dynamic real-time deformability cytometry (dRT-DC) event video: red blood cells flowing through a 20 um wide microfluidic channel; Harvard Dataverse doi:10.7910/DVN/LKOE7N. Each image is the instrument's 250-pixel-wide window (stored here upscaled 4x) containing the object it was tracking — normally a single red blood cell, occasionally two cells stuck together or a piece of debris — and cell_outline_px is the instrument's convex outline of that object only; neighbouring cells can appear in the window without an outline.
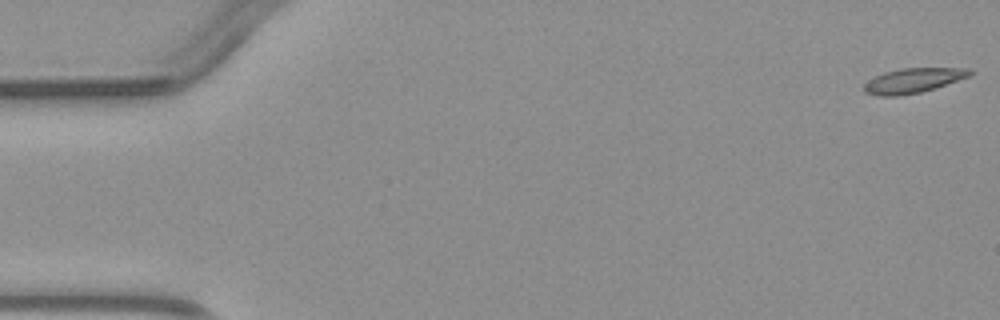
{"species": "common noctule bat (a hibernating species)", "species_latin": "Nyctalus noctula", "temperature_condition": "warm", "stored_images_in_passage": 5, "camera_frame_rate_fps": 3000, "um_per_image_px": 0.085, "animal": {"sex": "male", "body_mass_g": 23.1, "forearm_length_mm": 52.7}, "frame": {"image": 1, "passage_image": 1, "time_ms": 0.0, "image_size_px": [1000, 320], "cell_outline_px": [[972, 72], [968, 76], [936, 88], [920, 92], [896, 96], [880, 96], [864, 92], [864, 84], [868, 80], [884, 72], [900, 68], [968, 68]], "centroid_in_image_um": [77.58, 6.84], "position_along_channel_um": 7.4, "area_um2": 15.09}}
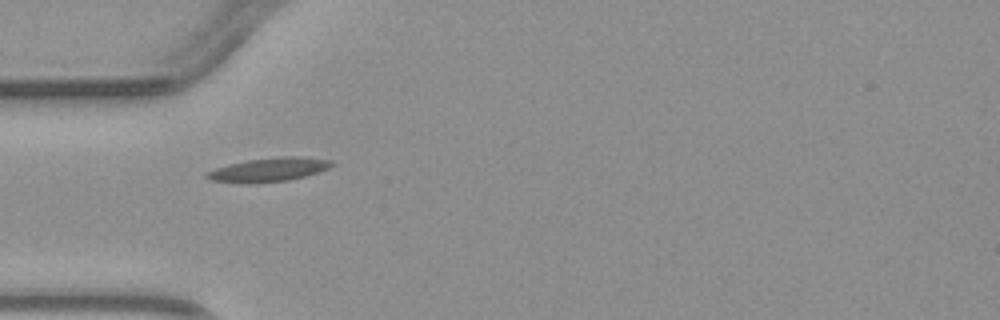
{"frame": {"image": 2, "passage_image": 4, "time_ms": 4.667, "image_size_px": [1000, 320], "cell_outline_px": [[336, 164], [328, 168], [304, 176], [288, 180], [212, 180], [204, 176], [204, 172], [228, 164], [248, 160], [284, 156], [300, 156], [332, 160]], "centroid_in_image_um": [22.94, 14.35], "position_along_channel_um": 62.1, "area_um2": 16.24}}
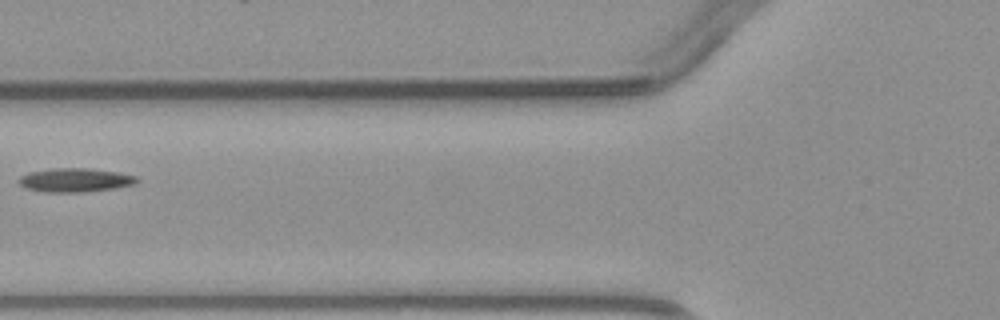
{"frame": {"image": 3, "passage_image": 5, "time_ms": 6.0, "image_size_px": [1000, 320], "cell_outline_px": [[140, 180], [136, 184], [112, 188], [84, 192], [44, 192], [24, 188], [16, 180], [20, 176], [28, 172], [52, 168], [84, 168], [116, 172], [136, 176]], "centroid_in_image_um": [6.33, 15.31], "position_along_channel_um": 119.5, "area_um2": 16.42}}